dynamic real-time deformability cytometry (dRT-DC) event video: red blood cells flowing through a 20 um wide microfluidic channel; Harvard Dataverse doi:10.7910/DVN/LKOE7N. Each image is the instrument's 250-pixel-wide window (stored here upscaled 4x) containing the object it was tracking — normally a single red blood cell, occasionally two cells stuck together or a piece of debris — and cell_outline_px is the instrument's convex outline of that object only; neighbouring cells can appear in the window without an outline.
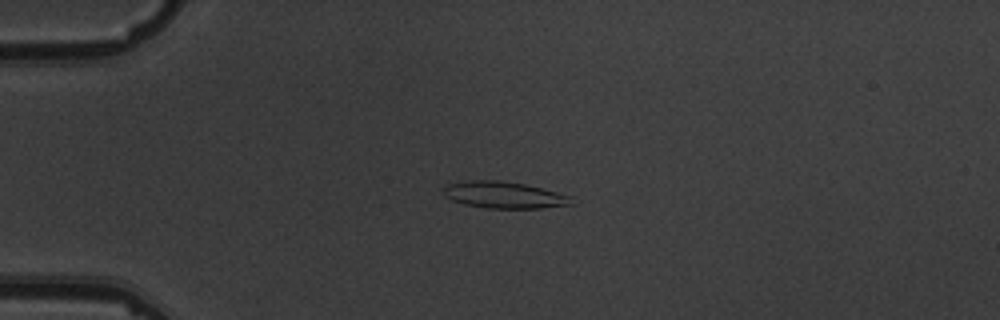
{"species": "common noctule bat (a hibernating species)", "species_latin": "Nyctalus noctula", "temperature_condition": "warm", "stored_images_in_passage": 5, "camera_frame_rate_fps": 3000, "um_per_image_px": 0.085, "animal": {"sex": "male", "body_mass_g": 19.5, "forearm_length_mm": 54.6}, "frame": {"image": 1, "passage_image": 4, "time_ms": 3.667, "image_size_px": [1000, 320], "cell_outline_px": [[576, 204], [540, 208], [488, 208], [464, 204], [452, 200], [444, 196], [444, 188], [448, 184], [472, 180], [496, 180], [524, 184], [572, 196]], "centroid_in_image_um": [42.88, 16.58], "position_along_channel_um": 42.1, "area_um2": 19.77}}